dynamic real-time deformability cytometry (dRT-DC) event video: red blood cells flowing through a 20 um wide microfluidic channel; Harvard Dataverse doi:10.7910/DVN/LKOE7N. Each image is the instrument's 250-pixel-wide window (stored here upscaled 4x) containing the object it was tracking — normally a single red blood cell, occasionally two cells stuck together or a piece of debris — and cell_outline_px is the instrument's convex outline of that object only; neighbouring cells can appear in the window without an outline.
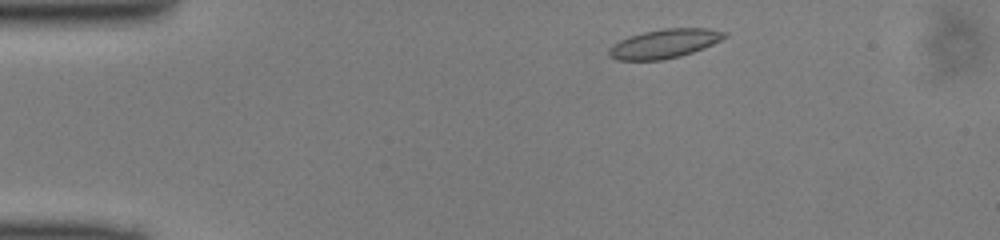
{"species": "common noctule bat (a hibernating species)", "species_latin": "Nyctalus noctula", "temperature_condition": "cold", "stored_images_in_passage": 44, "camera_frame_rate_fps": 3000, "um_per_image_px": 0.085, "animal": {"sex": "male", "body_mass_g": 13.0, "forearm_length_mm": 53.1}, "frame": {"image": 1, "passage_image": 3, "time_ms": 0.667, "image_size_px": [1000, 240], "cell_outline_px": [[728, 36], [704, 48], [680, 56], [664, 60], [616, 60], [608, 56], [608, 48], [612, 44], [628, 36], [644, 32], [664, 28], [708, 28], [728, 32]], "centroid_in_image_um": [56.46, 3.71], "position_along_channel_um": 28.5, "area_um2": 19.71}}
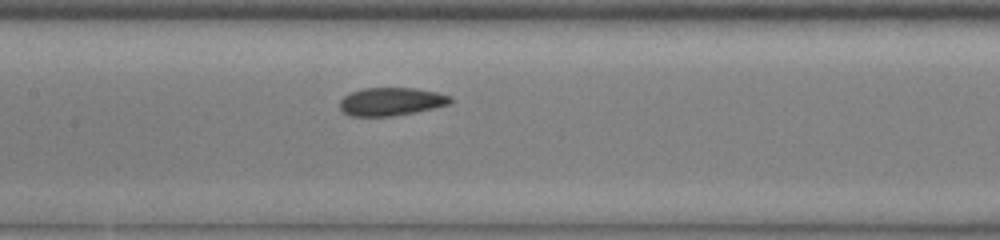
{"frame": {"image": 2, "passage_image": 18, "time_ms": 5.667, "image_size_px": [1000, 240], "cell_outline_px": [[452, 100], [448, 104], [416, 112], [392, 116], [348, 116], [340, 108], [340, 100], [344, 96], [352, 92], [364, 88], [416, 88], [436, 92], [452, 96]], "centroid_in_image_um": [33.24, 8.63], "position_along_channel_um": 174.2, "area_um2": 18.03}}
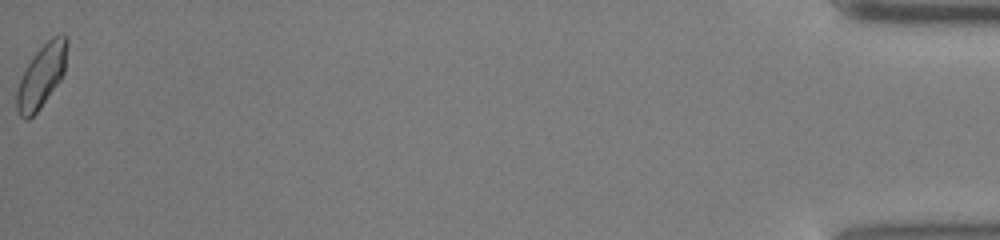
{"frame": {"image": 3, "passage_image": 44, "time_ms": 14.333, "image_size_px": [1000, 240], "cell_outline_px": [[68, 44], [64, 72], [60, 80], [40, 108], [28, 120], [24, 120], [20, 116], [16, 108], [16, 92], [20, 80], [32, 56], [52, 36], [60, 32], [64, 32], [68, 36]], "centroid_in_image_um": [3.55, 6.42], "position_along_channel_um": 431.6, "area_um2": 18.55}}